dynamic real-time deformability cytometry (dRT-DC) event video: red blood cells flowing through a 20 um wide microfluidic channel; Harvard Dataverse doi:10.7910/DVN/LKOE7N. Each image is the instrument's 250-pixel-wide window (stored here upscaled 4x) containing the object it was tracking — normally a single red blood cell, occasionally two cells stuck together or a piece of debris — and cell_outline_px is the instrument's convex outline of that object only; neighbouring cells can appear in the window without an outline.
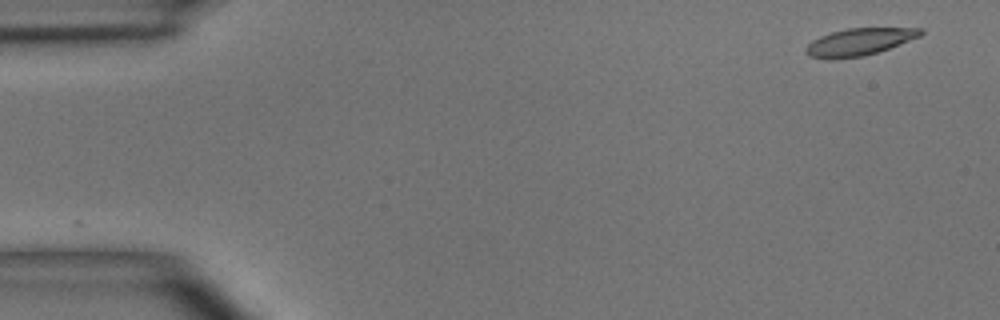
{"species": "common noctule bat (a hibernating species)", "species_latin": "Nyctalus noctula", "temperature_condition": "room temperature", "stored_images_in_passage": 5, "camera_frame_rate_fps": 3000, "um_per_image_px": 0.085, "animal": {"sex": "male", "body_mass_g": 15.6}, "frame": {"image": 1, "passage_image": 1, "time_ms": 0.0, "image_size_px": [1000, 320], "cell_outline_px": [[924, 32], [920, 36], [888, 48], [864, 56], [832, 60], [828, 60], [808, 56], [804, 52], [804, 48], [812, 40], [820, 36], [832, 32], [848, 28], [924, 28]], "centroid_in_image_um": [72.97, 3.57], "position_along_channel_um": 12.0, "area_um2": 18.26}}
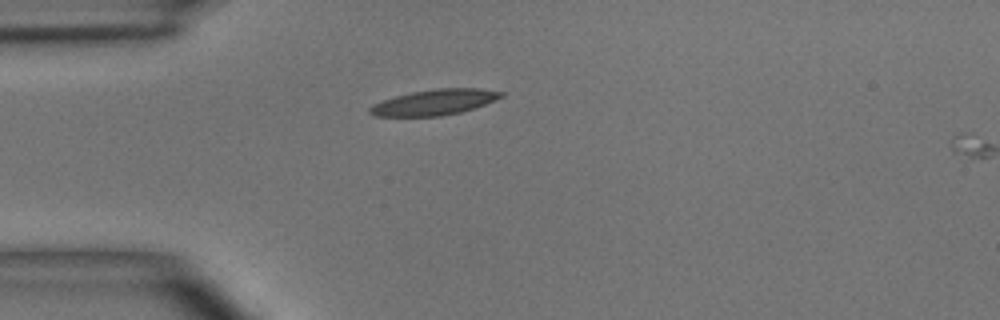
{"frame": {"image": 2, "passage_image": 4, "time_ms": 3.667, "image_size_px": [1000, 320], "cell_outline_px": [[504, 96], [484, 104], [460, 112], [440, 116], [376, 116], [368, 112], [368, 108], [372, 104], [396, 96], [412, 92], [436, 88], [480, 88], [504, 92]], "centroid_in_image_um": [36.91, 8.68], "position_along_channel_um": 48.1, "area_um2": 19.42}}